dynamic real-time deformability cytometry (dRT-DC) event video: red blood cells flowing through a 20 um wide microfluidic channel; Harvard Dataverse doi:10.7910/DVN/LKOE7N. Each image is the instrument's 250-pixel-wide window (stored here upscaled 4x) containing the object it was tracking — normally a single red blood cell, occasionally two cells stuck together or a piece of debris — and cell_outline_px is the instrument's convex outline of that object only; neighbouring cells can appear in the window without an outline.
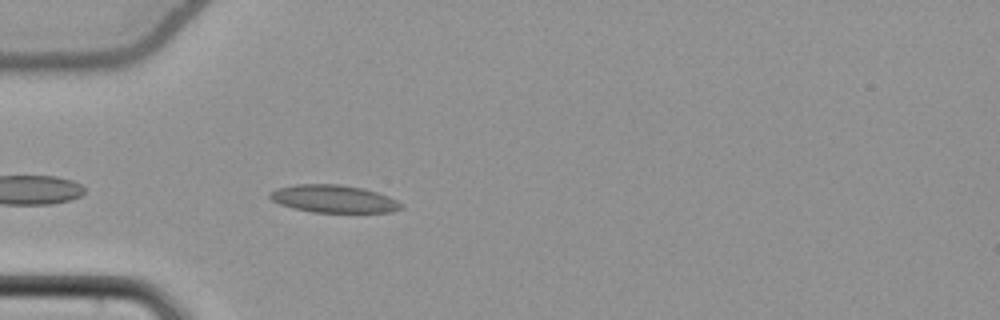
{"species": "common noctule bat (a hibernating species)", "species_latin": "Nyctalus noctula", "temperature_condition": "cold", "stored_images_in_passage": 39, "camera_frame_rate_fps": 3000, "um_per_image_px": 0.085, "animal": {"sex": "female", "body_mass_g": 22.7, "forearm_length_mm": 54.2}, "frame": {"image": 1, "passage_image": 3, "time_ms": 0.667, "image_size_px": [1000, 320], "cell_outline_px": [[404, 208], [392, 212], [312, 212], [292, 208], [280, 204], [272, 200], [268, 196], [268, 192], [276, 188], [296, 184], [340, 184], [360, 188], [376, 192], [388, 196], [404, 204]], "centroid_in_image_um": [28.34, 16.9], "position_along_channel_um": 56.7, "area_um2": 21.21}}
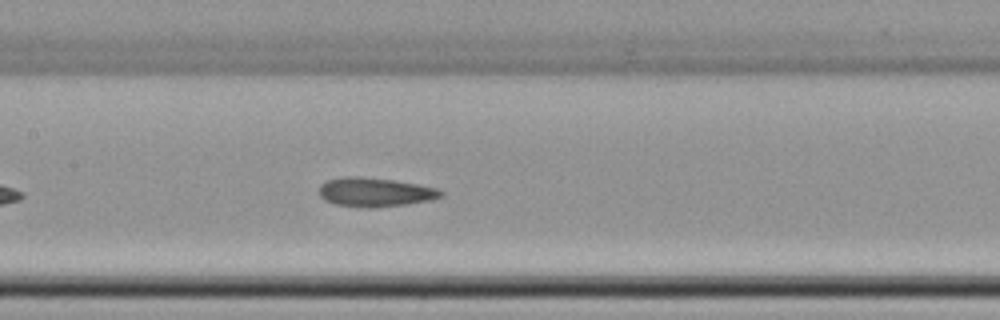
{"frame": {"image": 2, "passage_image": 13, "time_ms": 4.0, "image_size_px": [1000, 320], "cell_outline_px": [[444, 196], [432, 200], [404, 204], [368, 208], [364, 208], [336, 204], [324, 200], [320, 196], [320, 184], [328, 180], [344, 176], [360, 176], [396, 180], [436, 188], [444, 192]], "centroid_in_image_um": [31.88, 16.32], "position_along_channel_um": 175.5, "area_um2": 20.63}}
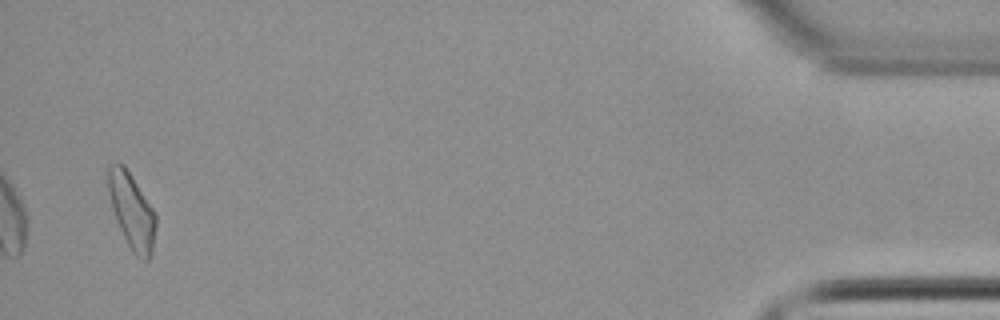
{"frame": {"image": 3, "passage_image": 39, "time_ms": 12.667, "image_size_px": [1000, 320], "cell_outline_px": [[156, 224], [152, 252], [148, 260], [140, 260], [132, 252], [120, 228], [108, 192], [108, 164], [124, 164], [156, 212]], "centroid_in_image_um": [11.23, 17.94], "position_along_channel_um": 424.0, "area_um2": 20.69}, "authors_computed_cell_mechanics": {"area_um2": 20.2878, "velocity_mm_per_s": 3.8349, "shape_relaxation_time_tau1_ms": null, "shape_relaxation_time_tau2_ms": 3.2445, "deformation_change_tau1": null, "deformation_change_tau2": 0.0787}}